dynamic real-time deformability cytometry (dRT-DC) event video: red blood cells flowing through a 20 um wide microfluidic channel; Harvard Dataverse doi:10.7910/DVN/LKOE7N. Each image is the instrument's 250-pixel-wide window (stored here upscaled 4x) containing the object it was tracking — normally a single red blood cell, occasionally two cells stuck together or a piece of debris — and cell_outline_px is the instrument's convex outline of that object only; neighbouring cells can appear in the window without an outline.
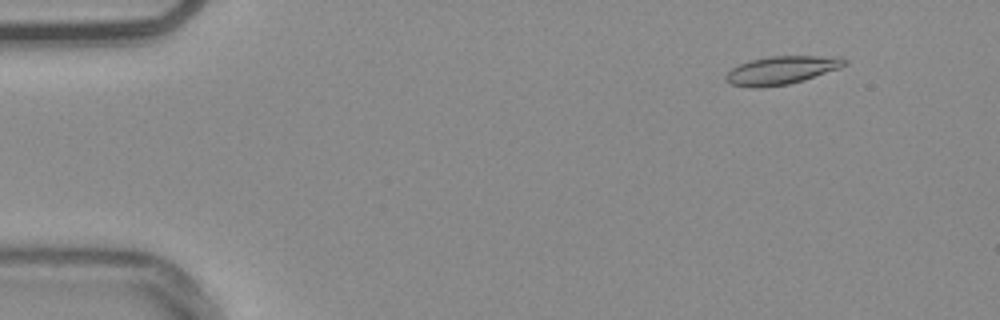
{"species": "common noctule bat (a hibernating species)", "species_latin": "Nyctalus noctula", "temperature_condition": "warm", "stored_images_in_passage": 50, "camera_frame_rate_fps": 3000, "um_per_image_px": 0.085, "animal": {"sex": "male", "body_mass_g": 20.4}, "frame": {"image": 1, "passage_image": 6, "time_ms": 1.667, "image_size_px": [1000, 320], "cell_outline_px": [[848, 60], [840, 68], [804, 80], [788, 84], [760, 88], [752, 88], [732, 84], [724, 80], [724, 76], [732, 68], [740, 64], [752, 60], [772, 56], [840, 56]], "centroid_in_image_um": [66.43, 5.97], "position_along_channel_um": 18.6, "area_um2": 19.48}}
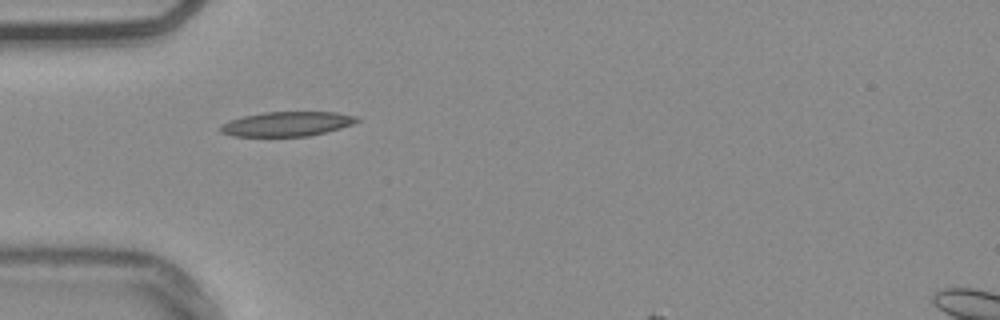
{"frame": {"image": 2, "passage_image": 17, "time_ms": 5.333, "image_size_px": [1000, 320], "cell_outline_px": [[360, 120], [352, 124], [340, 128], [308, 136], [232, 136], [220, 132], [220, 124], [228, 120], [244, 116], [264, 112], [336, 112], [360, 116]], "centroid_in_image_um": [24.38, 10.52], "position_along_channel_um": 60.6, "area_um2": 19.59}}
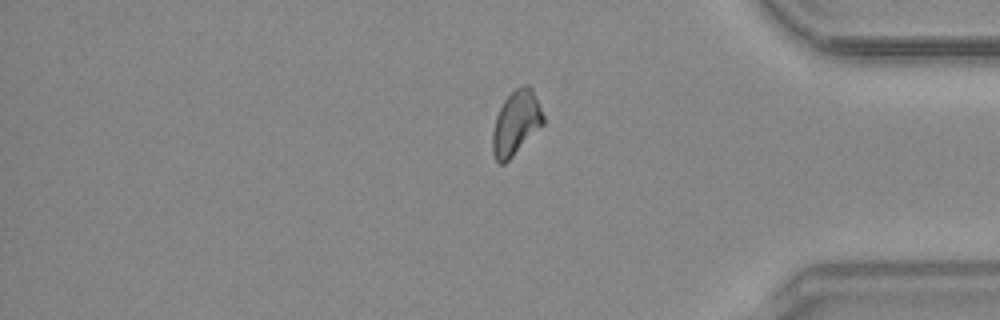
{"frame": {"image": 3, "passage_image": 45, "time_ms": 14.667, "image_size_px": [1000, 320], "cell_outline_px": [[544, 124], [504, 164], [500, 164], [496, 160], [492, 152], [492, 132], [496, 116], [504, 100], [516, 88], [524, 84], [528, 84], [532, 88], [544, 116]], "centroid_in_image_um": [43.85, 10.44], "position_along_channel_um": 391.3, "area_um2": 18.84}}